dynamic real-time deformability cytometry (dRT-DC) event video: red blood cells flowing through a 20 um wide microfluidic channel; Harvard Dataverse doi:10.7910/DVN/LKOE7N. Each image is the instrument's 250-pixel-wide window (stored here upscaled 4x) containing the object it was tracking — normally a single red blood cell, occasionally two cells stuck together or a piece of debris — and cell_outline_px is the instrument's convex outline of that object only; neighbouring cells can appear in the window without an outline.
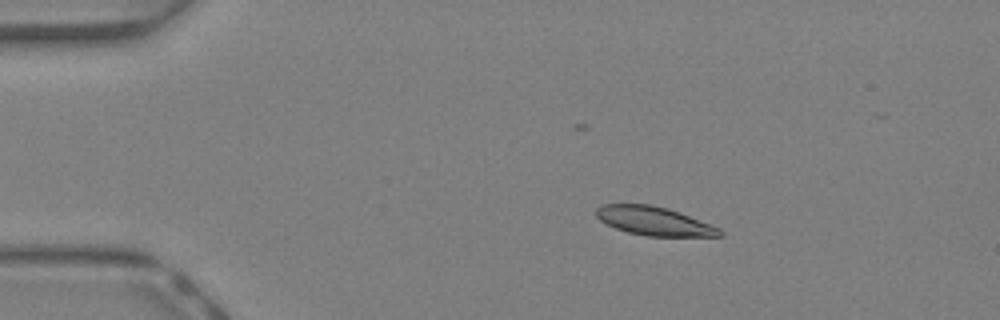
{"species": "Egyptian fruit bat (a non-hibernating species)", "species_latin": "Rousettus aegyptiacus", "temperature_condition": "warm", "stored_images_in_passage": 44, "camera_frame_rate_fps": 3000, "um_per_image_px": 0.085, "animal": {"sex": "female"}, "frame": {"image": 1, "passage_image": 8, "time_ms": 2.333, "image_size_px": [1000, 320], "cell_outline_px": [[724, 236], [644, 236], [628, 232], [604, 224], [596, 216], [596, 208], [600, 204], [652, 204], [668, 208], [680, 212], [720, 228], [724, 232]], "centroid_in_image_um": [55.59, 18.78], "position_along_channel_um": 29.4, "area_um2": 20.87}}
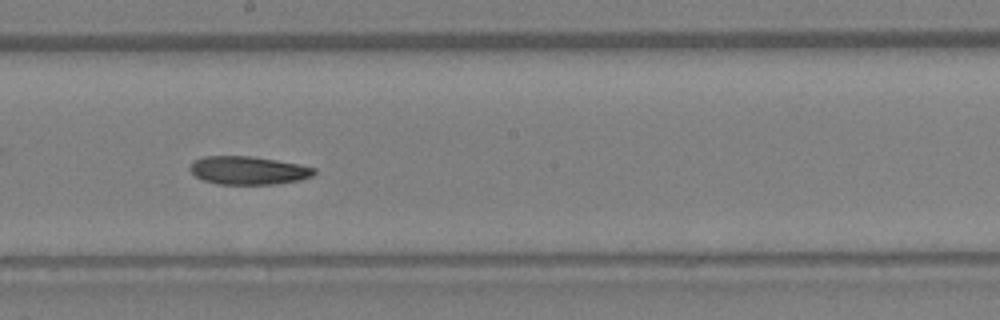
{"frame": {"image": 2, "passage_image": 25, "time_ms": 8.0, "image_size_px": [1000, 320], "cell_outline_px": [[316, 172], [312, 176], [300, 180], [276, 184], [216, 184], [204, 180], [196, 176], [188, 168], [192, 160], [204, 156], [248, 156], [276, 160], [316, 168]], "centroid_in_image_um": [21.07, 14.48], "position_along_channel_um": 227.1, "area_um2": 20.4}}
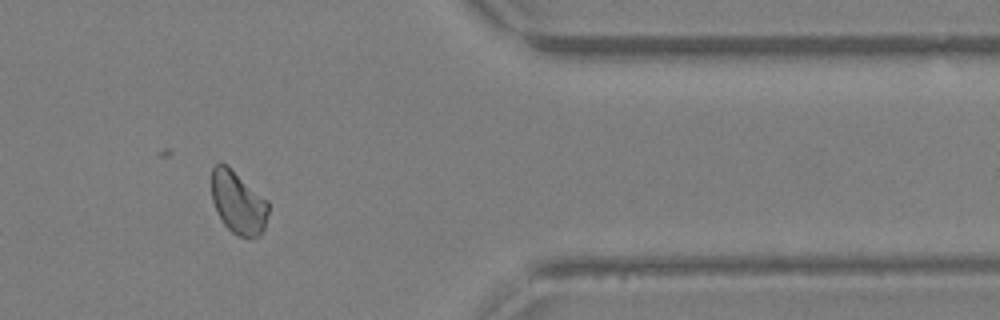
{"frame": {"image": 3, "passage_image": 37, "time_ms": 12.0, "image_size_px": [1000, 320], "cell_outline_px": [[268, 212], [264, 228], [260, 236], [240, 236], [232, 232], [224, 224], [216, 212], [212, 200], [212, 168], [216, 164], [228, 164], [268, 200]], "centroid_in_image_um": [20.24, 17.19], "position_along_channel_um": 391.2, "area_um2": 20.81}, "authors_computed_cell_mechanics": {"area_um2": 21.0392, "velocity_mm_per_s": 4.6168, "shape_relaxation_time_tau1_ms": 4.5022, "shape_relaxation_time_tau2_ms": null, "deformation_change_tau1": 0.1461, "deformation_change_tau2": null}}